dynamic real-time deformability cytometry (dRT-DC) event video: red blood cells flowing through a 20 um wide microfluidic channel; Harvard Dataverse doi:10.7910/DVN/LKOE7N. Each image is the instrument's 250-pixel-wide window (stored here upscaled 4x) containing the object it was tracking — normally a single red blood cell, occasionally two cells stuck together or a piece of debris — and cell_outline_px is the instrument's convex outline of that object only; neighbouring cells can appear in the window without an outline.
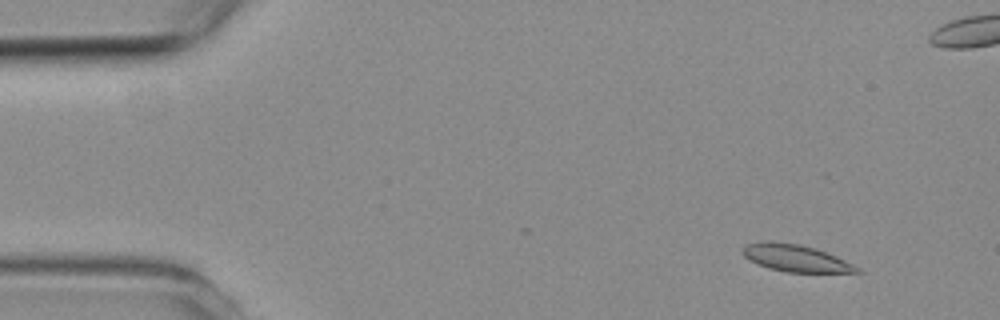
{"species": "common noctule bat (a hibernating species)", "species_latin": "Nyctalus noctula", "temperature_condition": "room temperature", "stored_images_in_passage": 6, "camera_frame_rate_fps": 3000, "um_per_image_px": 0.085, "animal": {"sex": "female", "body_mass_g": 19.3, "forearm_length_mm": 54.1}, "frame": {"image": 1, "passage_image": 1, "time_ms": 0.0, "image_size_px": [1000, 320], "cell_outline_px": [[864, 272], [788, 272], [768, 268], [756, 264], [744, 256], [740, 252], [740, 248], [744, 244], [772, 240], [800, 244], [816, 248], [836, 256], [860, 268]], "centroid_in_image_um": [67.56, 21.92], "position_along_channel_um": 17.4, "area_um2": 18.21}}
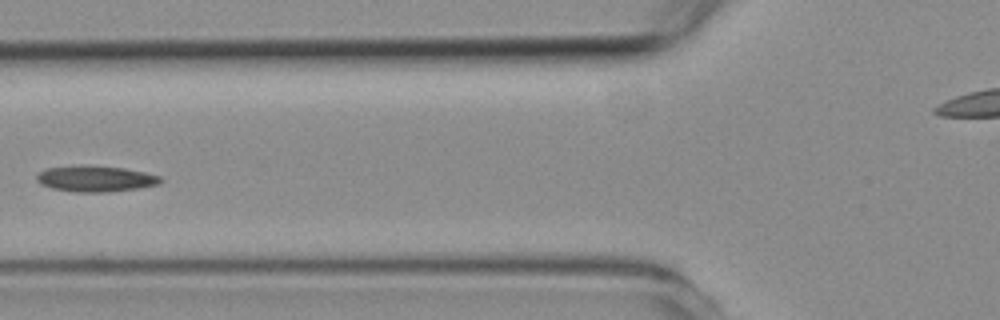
{"frame": {"image": 2, "passage_image": 5, "time_ms": 5.0, "image_size_px": [1000, 320], "cell_outline_px": [[164, 180], [160, 184], [136, 188], [108, 192], [76, 192], [52, 188], [40, 184], [36, 180], [36, 176], [44, 168], [80, 164], [88, 164], [124, 168], [144, 172], [160, 176]], "centroid_in_image_um": [8.09, 15.17], "position_along_channel_um": 117.7, "area_um2": 19.07}}
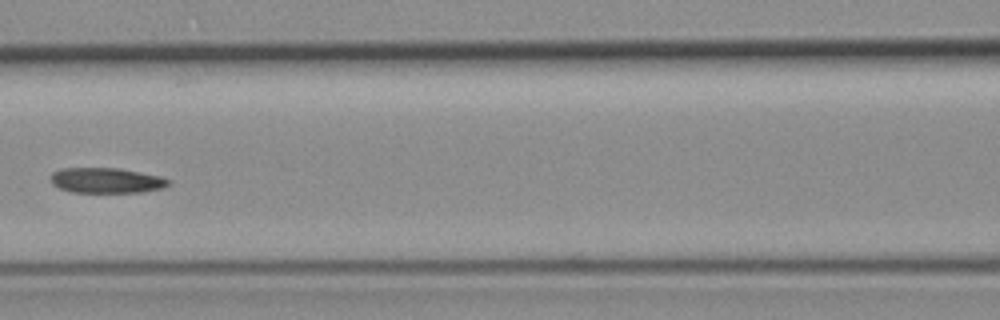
{"frame": {"image": 3, "passage_image": 6, "time_ms": 6.0, "image_size_px": [1000, 320], "cell_outline_px": [[172, 184], [160, 188], [144, 192], [72, 192], [60, 188], [52, 184], [52, 172], [60, 168], [116, 168], [140, 172], [160, 176], [172, 180]], "centroid_in_image_um": [9.07, 15.33], "position_along_channel_um": 157.5, "area_um2": 17.34}}